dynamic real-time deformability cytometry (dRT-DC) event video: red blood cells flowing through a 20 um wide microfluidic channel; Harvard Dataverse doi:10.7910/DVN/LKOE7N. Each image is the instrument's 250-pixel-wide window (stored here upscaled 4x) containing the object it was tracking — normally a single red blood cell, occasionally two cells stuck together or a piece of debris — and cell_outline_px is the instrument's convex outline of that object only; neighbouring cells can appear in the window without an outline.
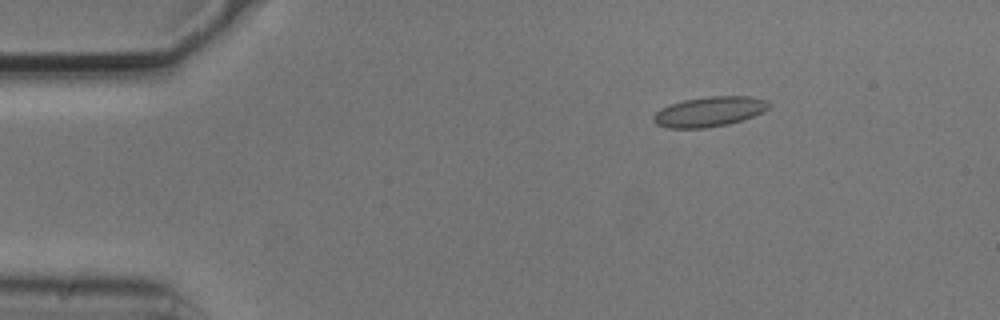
{"species": "common noctule bat (a hibernating species)", "species_latin": "Nyctalus noctula", "temperature_condition": "cold", "stored_images_in_passage": 6, "camera_frame_rate_fps": 3000, "um_per_image_px": 0.085, "animal": {"sex": "male", "body_mass_g": 20.5, "forearm_length_mm": 52.5}, "frame": {"image": 1, "passage_image": 3, "time_ms": 0.667, "image_size_px": [1000, 320], "cell_outline_px": [[772, 104], [768, 108], [752, 116], [728, 124], [704, 128], [668, 128], [656, 124], [652, 120], [652, 116], [660, 108], [668, 104], [684, 100], [708, 96], [748, 96], [768, 100]], "centroid_in_image_um": [60.25, 9.48], "position_along_channel_um": 24.7, "area_um2": 20.17}}
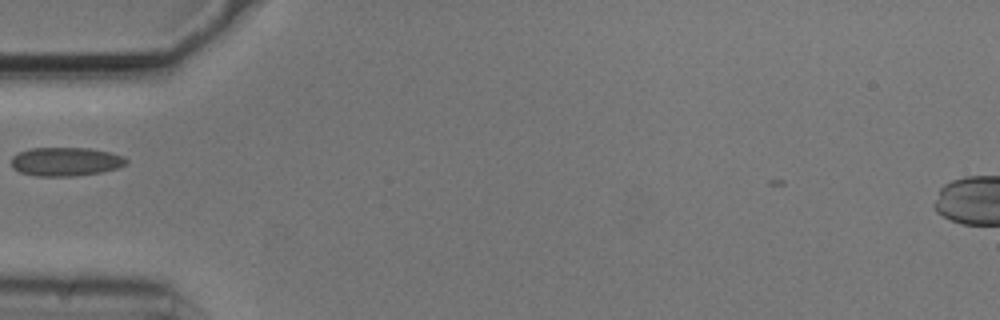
{"frame": {"image": 2, "passage_image": 5, "time_ms": 1.333, "image_size_px": [1000, 320], "cell_outline_px": [[128, 164], [116, 168], [100, 172], [72, 176], [36, 176], [20, 172], [12, 168], [12, 156], [20, 152], [32, 148], [88, 148], [108, 152], [124, 156], [128, 160]], "centroid_in_image_um": [5.58, 13.74], "position_along_channel_um": 79.4, "area_um2": 19.13}}
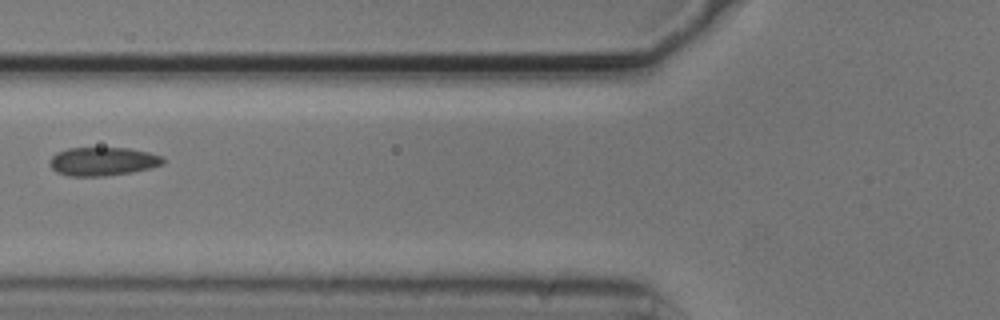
{"frame": {"image": 3, "passage_image": 6, "time_ms": 1.667, "image_size_px": [1000, 320], "cell_outline_px": [[164, 164], [132, 172], [104, 176], [72, 176], [56, 172], [52, 168], [48, 160], [56, 152], [68, 148], [128, 148], [148, 152], [160, 156], [164, 160]], "centroid_in_image_um": [8.7, 13.72], "position_along_channel_um": 117.1, "area_um2": 18.73}}